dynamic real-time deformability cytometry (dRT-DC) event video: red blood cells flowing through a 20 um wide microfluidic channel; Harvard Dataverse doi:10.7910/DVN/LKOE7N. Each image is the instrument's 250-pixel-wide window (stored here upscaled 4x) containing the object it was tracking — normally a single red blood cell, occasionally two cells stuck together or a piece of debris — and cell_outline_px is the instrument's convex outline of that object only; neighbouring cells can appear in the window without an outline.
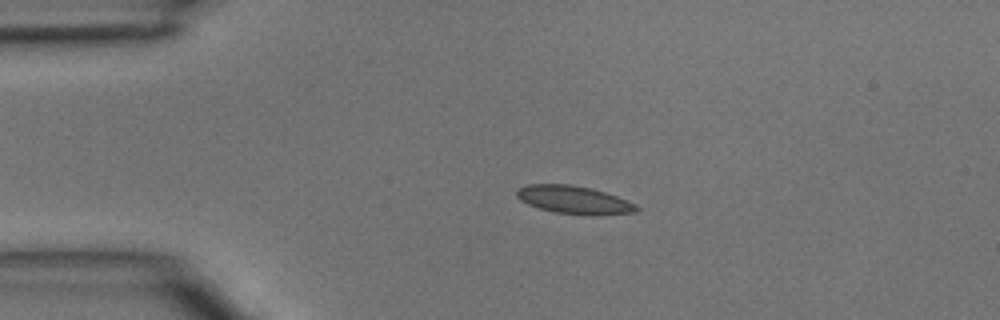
{"species": "common noctule bat (a hibernating species)", "species_latin": "Nyctalus noctula", "temperature_condition": "room temperature", "stored_images_in_passage": 3, "camera_frame_rate_fps": 3000, "um_per_image_px": 0.085, "animal": {"sex": "male", "body_mass_g": 15.6}, "frame": {"image": 1, "passage_image": 1, "time_ms": 0.0, "image_size_px": [1000, 320], "cell_outline_px": [[640, 208], [636, 212], [596, 216], [556, 212], [540, 208], [528, 204], [520, 200], [516, 196], [516, 188], [528, 184], [572, 184], [592, 188], [616, 196], [636, 204]], "centroid_in_image_um": [48.79, 16.98], "position_along_channel_um": 36.2, "area_um2": 19.65}}